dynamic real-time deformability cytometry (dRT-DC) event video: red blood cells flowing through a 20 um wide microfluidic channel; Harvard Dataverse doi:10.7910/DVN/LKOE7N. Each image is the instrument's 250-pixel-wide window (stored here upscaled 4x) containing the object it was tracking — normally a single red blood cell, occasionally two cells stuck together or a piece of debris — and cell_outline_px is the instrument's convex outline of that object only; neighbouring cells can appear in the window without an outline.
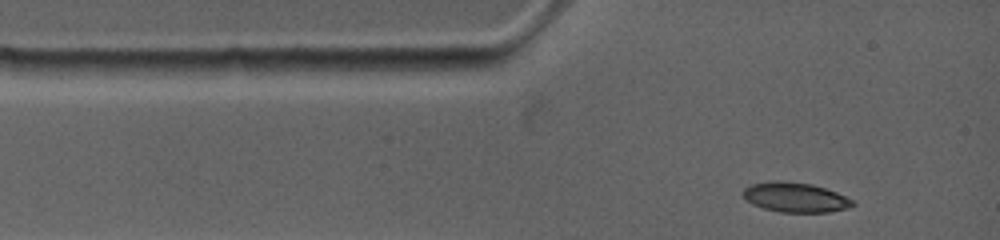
{"species": "common noctule bat (a hibernating species)", "species_latin": "Nyctalus noctula", "temperature_condition": "warm", "stored_images_in_passage": 3, "camera_frame_rate_fps": 4500, "um_per_image_px": 0.085, "animal": {"sex": "female", "body_mass_g": 19.0, "forearm_length_mm": 53.3}, "frame": {"image": 1, "passage_image": 1, "time_ms": 0.0, "image_size_px": [1000, 240], "cell_outline_px": [[856, 204], [848, 208], [828, 212], [780, 212], [764, 208], [752, 204], [740, 192], [744, 188], [752, 184], [768, 180], [784, 180], [812, 184], [836, 192], [852, 200]], "centroid_in_image_um": [67.57, 16.76], "position_along_channel_um": 17.4, "area_um2": 19.07}}
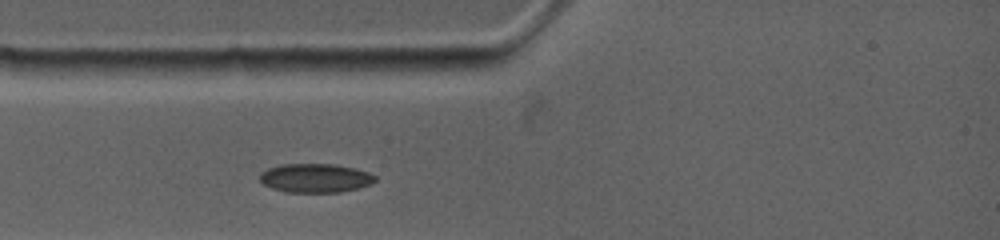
{"frame": {"image": 2, "passage_image": 3, "time_ms": 1.556, "image_size_px": [1000, 240], "cell_outline_px": [[376, 180], [372, 184], [340, 192], [284, 192], [272, 188], [264, 184], [260, 180], [260, 172], [268, 168], [280, 164], [336, 164], [368, 172], [376, 176]], "centroid_in_image_um": [26.78, 15.13], "position_along_channel_um": 58.2, "area_um2": 19.42}}